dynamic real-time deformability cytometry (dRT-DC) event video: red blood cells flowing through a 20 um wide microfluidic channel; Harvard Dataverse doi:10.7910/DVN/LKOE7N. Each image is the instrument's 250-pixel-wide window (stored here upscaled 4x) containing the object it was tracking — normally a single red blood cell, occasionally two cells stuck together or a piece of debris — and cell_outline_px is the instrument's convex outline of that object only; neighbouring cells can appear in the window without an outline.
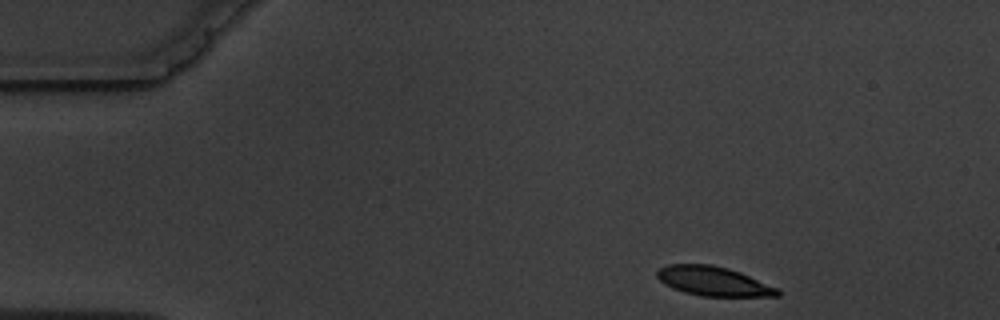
{"species": "common noctule bat (a hibernating species)", "species_latin": "Nyctalus noctula", "temperature_condition": "warm", "stored_images_in_passage": 7, "camera_frame_rate_fps": 3000, "um_per_image_px": 0.085, "animal": {"sex": "male", "body_mass_g": 19.5, "forearm_length_mm": 54.6}, "frame": {"image": 1, "passage_image": 1, "time_ms": 0.0, "image_size_px": [1000, 320], "cell_outline_px": [[780, 296], [700, 296], [684, 292], [672, 288], [664, 284], [656, 276], [656, 272], [660, 268], [668, 264], [712, 264], [728, 268], [740, 272], [780, 288]], "centroid_in_image_um": [60.65, 23.9], "position_along_channel_um": 24.3, "area_um2": 20.75}}
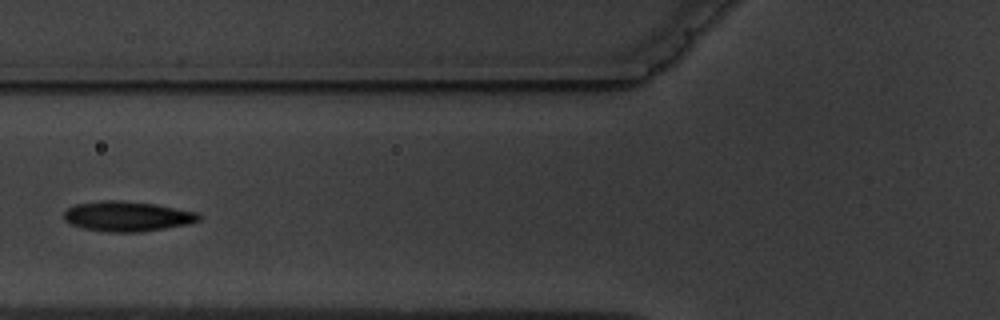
{"frame": {"image": 2, "passage_image": 5, "time_ms": 4.667, "image_size_px": [1000, 320], "cell_outline_px": [[200, 220], [188, 224], [140, 232], [104, 232], [84, 228], [72, 224], [64, 220], [64, 212], [68, 208], [76, 204], [104, 200], [120, 200], [152, 204], [176, 208], [196, 212], [200, 216]], "centroid_in_image_um": [10.79, 18.39], "position_along_channel_um": 115.0, "area_um2": 23.41}}
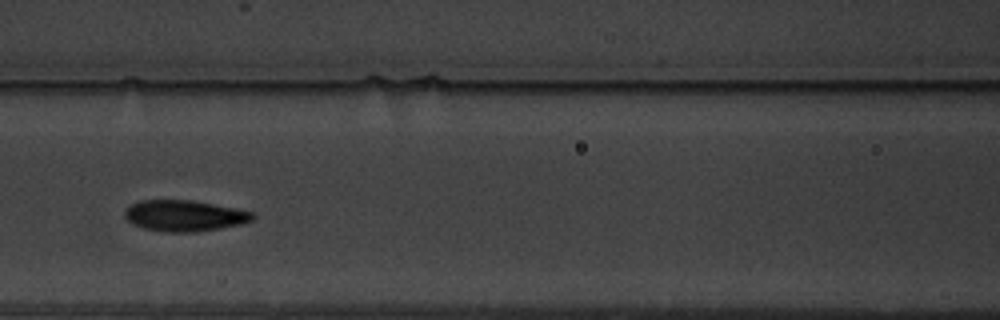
{"frame": {"image": 3, "passage_image": 6, "time_ms": 5.667, "image_size_px": [1000, 320], "cell_outline_px": [[256, 216], [252, 220], [240, 224], [220, 228], [196, 232], [164, 232], [144, 228], [132, 224], [124, 216], [124, 212], [132, 204], [140, 200], [192, 200], [252, 212]], "centroid_in_image_um": [15.65, 18.34], "position_along_channel_um": 151.0, "area_um2": 22.95}}